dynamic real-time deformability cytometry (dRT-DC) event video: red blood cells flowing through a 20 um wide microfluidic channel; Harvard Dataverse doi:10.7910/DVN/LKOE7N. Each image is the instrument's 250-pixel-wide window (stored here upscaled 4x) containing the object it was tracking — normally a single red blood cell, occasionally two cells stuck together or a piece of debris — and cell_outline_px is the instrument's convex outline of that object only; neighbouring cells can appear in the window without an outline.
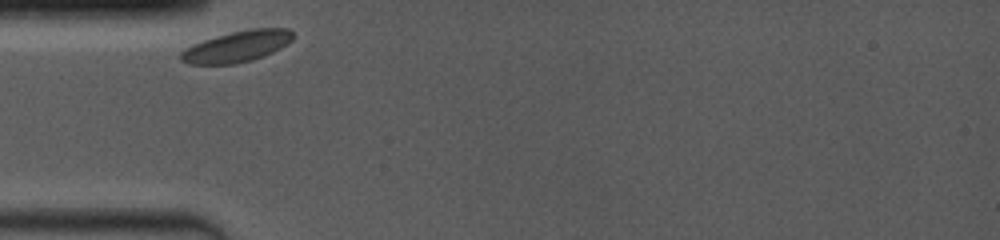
{"species": "common noctule bat (a hibernating species)", "species_latin": "Nyctalus noctula", "temperature_condition": "room temperature", "stored_images_in_passage": 24, "camera_frame_rate_fps": 4000, "um_per_image_px": 0.085, "animal": {"sex": "female", "body_mass_g": 19.0, "forearm_length_mm": 53.3}, "frame": {"image": 1, "passage_image": 1, "time_ms": 0.0, "image_size_px": [1000, 240], "cell_outline_px": [[292, 40], [280, 48], [264, 56], [252, 60], [236, 64], [188, 64], [180, 60], [180, 52], [184, 48], [192, 44], [216, 36], [232, 32], [252, 28], [288, 28], [292, 32]], "centroid_in_image_um": [20.11, 3.96], "position_along_channel_um": 64.9, "area_um2": 20.35}}
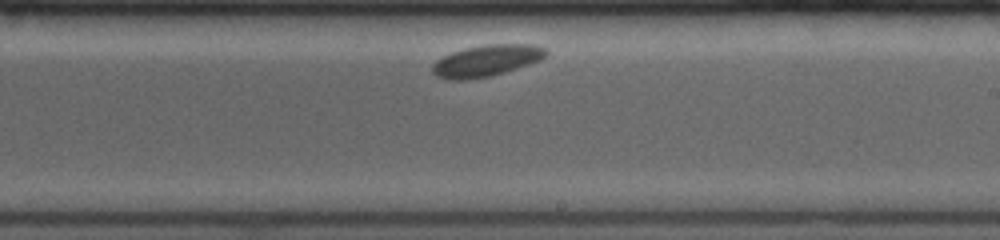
{"frame": {"image": 2, "passage_image": 14, "time_ms": 5.25, "image_size_px": [1000, 240], "cell_outline_px": [[548, 52], [540, 60], [492, 76], [468, 80], [448, 80], [436, 76], [432, 72], [432, 64], [436, 60], [452, 52], [464, 48], [484, 44], [532, 44], [544, 48]], "centroid_in_image_um": [41.3, 5.16], "position_along_channel_um": 247.7, "area_um2": 20.87}}
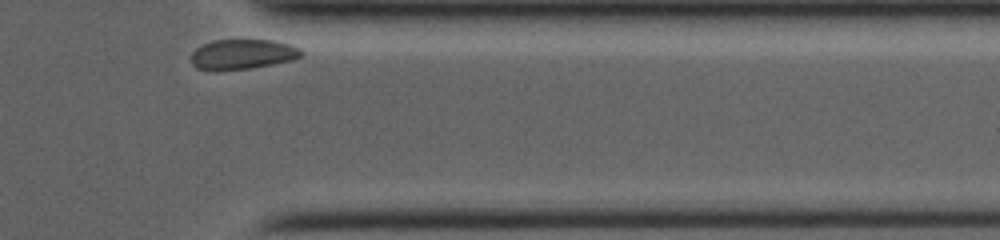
{"frame": {"image": 3, "passage_image": 24, "time_ms": 9.25, "image_size_px": [1000, 240], "cell_outline_px": [[304, 52], [300, 56], [292, 60], [272, 64], [248, 68], [196, 68], [192, 64], [192, 52], [196, 48], [204, 44], [216, 40], [272, 40], [288, 44], [300, 48]], "centroid_in_image_um": [20.66, 4.58], "position_along_channel_um": 390.7, "area_um2": 18.55}}